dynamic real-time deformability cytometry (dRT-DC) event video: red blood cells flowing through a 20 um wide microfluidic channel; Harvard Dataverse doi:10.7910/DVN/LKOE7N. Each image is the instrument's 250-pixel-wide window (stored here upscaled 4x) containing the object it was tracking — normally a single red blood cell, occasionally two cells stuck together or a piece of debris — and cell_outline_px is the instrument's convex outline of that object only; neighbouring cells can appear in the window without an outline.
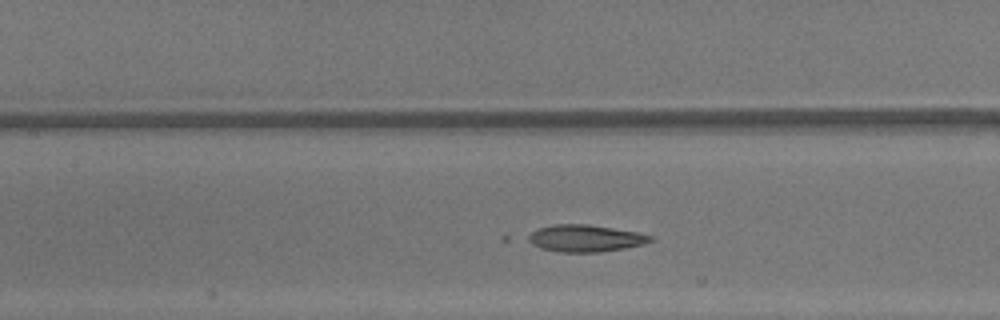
{"species": "common noctule bat (a hibernating species)", "species_latin": "Nyctalus noctula", "temperature_condition": "warm", "stored_images_in_passage": 35, "camera_frame_rate_fps": 3000, "um_per_image_px": 0.085, "animal": {"sex": "male", "body_mass_g": 13.3}, "frame": {"image": 1, "passage_image": 19, "time_ms": 6.0, "image_size_px": [1000, 320], "cell_outline_px": [[652, 240], [644, 244], [624, 248], [600, 252], [560, 252], [544, 248], [532, 244], [524, 240], [524, 236], [540, 228], [556, 224], [588, 224], [640, 232], [652, 236]], "centroid_in_image_um": [49.74, 20.25], "position_along_channel_um": 157.7, "area_um2": 19.25}}
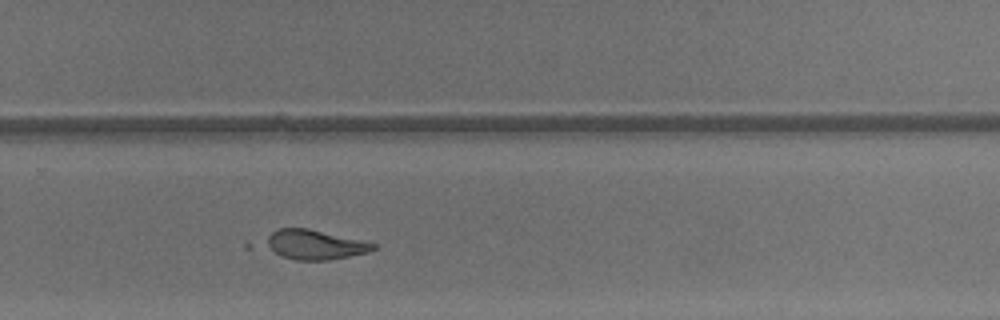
{"frame": {"image": 2, "passage_image": 29, "time_ms": 9.333, "image_size_px": [1000, 320], "cell_outline_px": [[376, 248], [368, 252], [328, 260], [296, 260], [244, 248], [244, 244], [248, 240], [276, 228], [308, 228], [360, 240], [376, 244]], "centroid_in_image_um": [26.12, 20.78], "position_along_channel_um": 303.7, "area_um2": 21.04}}
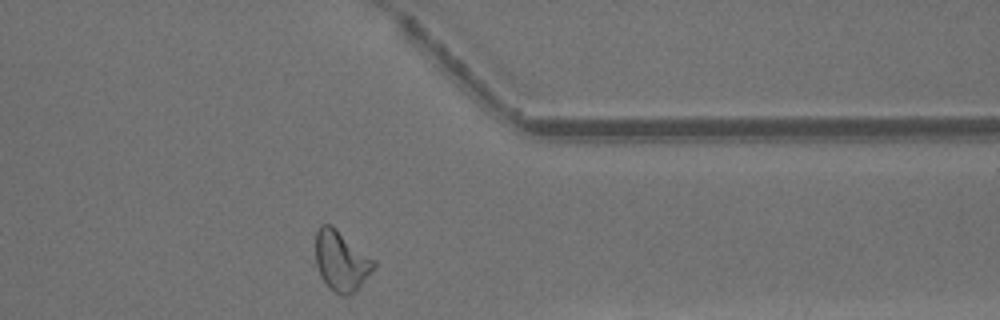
{"frame": {"image": 3, "passage_image": 35, "time_ms": 11.333, "image_size_px": [1000, 320], "cell_outline_px": [[376, 268], [360, 288], [356, 292], [348, 296], [344, 296], [336, 292], [320, 276], [316, 264], [316, 232], [320, 224], [332, 224], [376, 260]], "centroid_in_image_um": [29.05, 22.16], "position_along_channel_um": 382.3, "area_um2": 20.75}}